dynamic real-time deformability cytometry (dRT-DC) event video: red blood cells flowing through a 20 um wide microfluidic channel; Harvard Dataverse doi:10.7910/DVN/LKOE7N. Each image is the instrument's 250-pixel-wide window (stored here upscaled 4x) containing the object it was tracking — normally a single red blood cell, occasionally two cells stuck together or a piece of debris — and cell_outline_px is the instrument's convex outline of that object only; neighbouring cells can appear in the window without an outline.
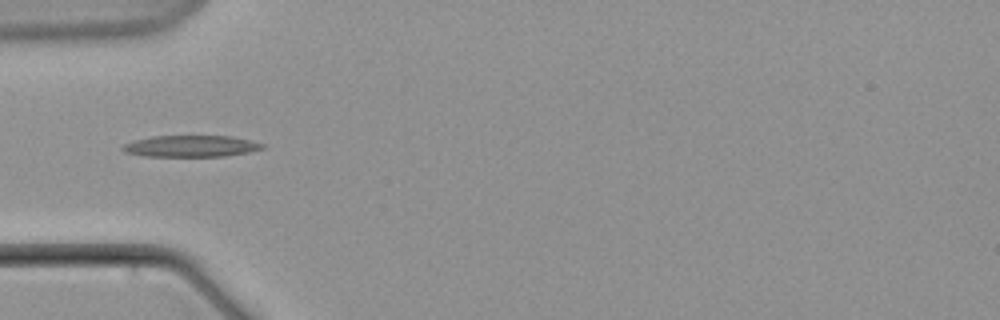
{"species": "common noctule bat (a hibernating species)", "species_latin": "Nyctalus noctula", "temperature_condition": "warm", "stored_images_in_passage": 4, "camera_frame_rate_fps": 3000, "um_per_image_px": 0.085, "animal": {"sex": "male", "body_mass_g": 21.5, "forearm_length_mm": 52.0}, "frame": {"image": 1, "passage_image": 4, "time_ms": 4.333, "image_size_px": [1000, 320], "cell_outline_px": [[264, 148], [248, 152], [224, 156], [144, 156], [124, 152], [120, 148], [124, 144], [132, 140], [152, 136], [232, 136], [264, 144]], "centroid_in_image_um": [16.17, 12.42], "position_along_channel_um": 68.8, "area_um2": 17.46}}